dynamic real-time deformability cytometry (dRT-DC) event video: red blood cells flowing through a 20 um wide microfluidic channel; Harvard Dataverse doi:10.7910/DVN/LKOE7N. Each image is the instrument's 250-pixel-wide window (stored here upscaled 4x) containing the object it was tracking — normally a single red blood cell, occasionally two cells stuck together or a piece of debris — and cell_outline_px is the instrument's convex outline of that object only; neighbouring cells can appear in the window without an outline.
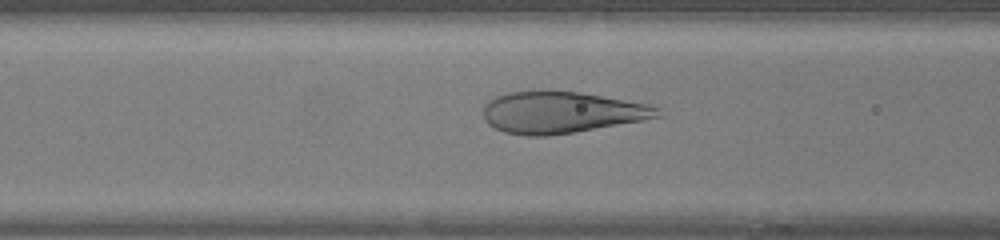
{"species": "human", "species_latin": "Homo sapiens", "temperature_condition": "warm", "stored_images_in_passage": 9, "camera_frame_rate_fps": 3000, "um_per_image_px": 0.085, "donor": {"sex": "female"}, "frame": {"image": 1, "passage_image": 7, "time_ms": 2.0, "image_size_px": [1000, 240], "cell_outline_px": [[664, 116], [576, 132], [548, 136], [524, 136], [504, 132], [488, 124], [484, 120], [484, 104], [488, 100], [496, 96], [508, 92], [540, 88], [552, 88], [580, 92], [648, 104], [660, 108]], "centroid_in_image_um": [47.68, 9.52], "position_along_channel_um": 118.9, "area_um2": 43.23}}